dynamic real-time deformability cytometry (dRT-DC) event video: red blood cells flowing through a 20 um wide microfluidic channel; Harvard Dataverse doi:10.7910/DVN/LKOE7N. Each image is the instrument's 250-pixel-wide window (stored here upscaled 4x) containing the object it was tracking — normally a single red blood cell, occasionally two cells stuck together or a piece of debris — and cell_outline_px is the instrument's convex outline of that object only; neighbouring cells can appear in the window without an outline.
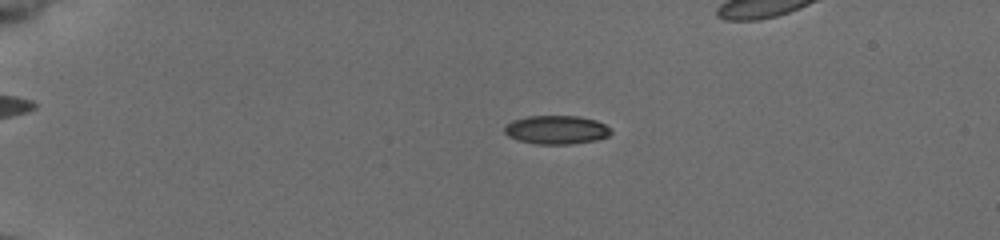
{"species": "common noctule bat (a hibernating species)", "species_latin": "Nyctalus noctula", "temperature_condition": "cold", "stored_images_in_passage": 40, "camera_frame_rate_fps": 3000, "um_per_image_px": 0.085, "animal": {"sex": "female", "body_mass_g": 19.5, "forearm_length_mm": 54.1}, "frame": {"image": 1, "passage_image": 2, "time_ms": 0.333, "image_size_px": [1000, 240], "cell_outline_px": [[612, 132], [608, 136], [596, 140], [572, 144], [536, 144], [516, 140], [508, 136], [504, 132], [504, 124], [512, 120], [528, 116], [576, 116], [596, 120], [612, 128]], "centroid_in_image_um": [47.27, 11.03], "position_along_channel_um": 37.7, "area_um2": 17.98}}
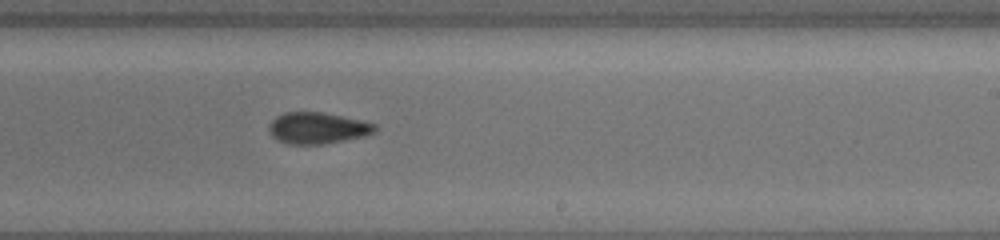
{"frame": {"image": 2, "passage_image": 24, "time_ms": 7.667, "image_size_px": [1000, 240], "cell_outline_px": [[376, 132], [364, 136], [324, 144], [284, 144], [276, 140], [268, 132], [268, 124], [276, 116], [284, 112], [320, 112], [360, 120], [376, 124]], "centroid_in_image_um": [26.93, 10.89], "position_along_channel_um": 262.1, "area_um2": 19.48}}
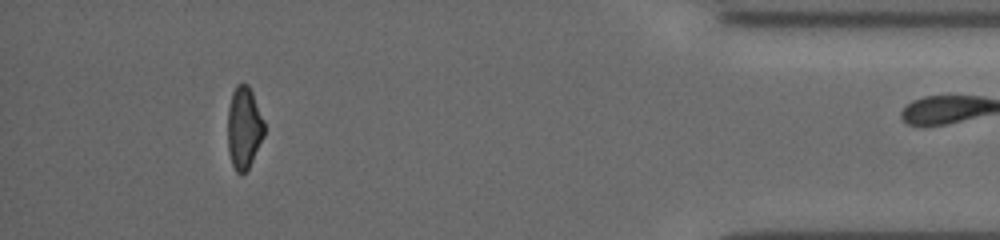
{"frame": {"image": 3, "passage_image": 39, "time_ms": 12.667, "image_size_px": [1000, 240], "cell_outline_px": [[264, 136], [248, 168], [240, 176], [236, 172], [232, 164], [228, 152], [228, 108], [232, 92], [236, 84], [248, 84], [252, 92], [264, 120]], "centroid_in_image_um": [20.73, 10.86], "position_along_channel_um": 414.5, "area_um2": 17.51}}